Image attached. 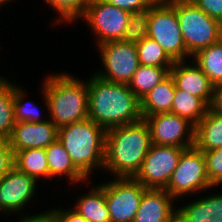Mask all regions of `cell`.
Returning <instances> with one entry per match:
<instances>
[{"label":"cell","mask_w":222,"mask_h":222,"mask_svg":"<svg viewBox=\"0 0 222 222\" xmlns=\"http://www.w3.org/2000/svg\"><path fill=\"white\" fill-rule=\"evenodd\" d=\"M208 16L222 23V0H191Z\"/></svg>","instance_id":"34"},{"label":"cell","mask_w":222,"mask_h":222,"mask_svg":"<svg viewBox=\"0 0 222 222\" xmlns=\"http://www.w3.org/2000/svg\"><path fill=\"white\" fill-rule=\"evenodd\" d=\"M45 152L49 167V178L65 176L74 185L87 181L88 178L73 164L64 145L58 139L45 148Z\"/></svg>","instance_id":"18"},{"label":"cell","mask_w":222,"mask_h":222,"mask_svg":"<svg viewBox=\"0 0 222 222\" xmlns=\"http://www.w3.org/2000/svg\"><path fill=\"white\" fill-rule=\"evenodd\" d=\"M151 144L150 129L144 119L106 130L103 170L114 177L134 178Z\"/></svg>","instance_id":"2"},{"label":"cell","mask_w":222,"mask_h":222,"mask_svg":"<svg viewBox=\"0 0 222 222\" xmlns=\"http://www.w3.org/2000/svg\"><path fill=\"white\" fill-rule=\"evenodd\" d=\"M99 185V186H98ZM93 186L88 194L79 197L73 207L88 222H110L105 198V183Z\"/></svg>","instance_id":"20"},{"label":"cell","mask_w":222,"mask_h":222,"mask_svg":"<svg viewBox=\"0 0 222 222\" xmlns=\"http://www.w3.org/2000/svg\"><path fill=\"white\" fill-rule=\"evenodd\" d=\"M130 13L148 10L157 0H103Z\"/></svg>","instance_id":"32"},{"label":"cell","mask_w":222,"mask_h":222,"mask_svg":"<svg viewBox=\"0 0 222 222\" xmlns=\"http://www.w3.org/2000/svg\"><path fill=\"white\" fill-rule=\"evenodd\" d=\"M56 218L57 222H88L82 215H80L74 208L61 209L53 208L50 210Z\"/></svg>","instance_id":"35"},{"label":"cell","mask_w":222,"mask_h":222,"mask_svg":"<svg viewBox=\"0 0 222 222\" xmlns=\"http://www.w3.org/2000/svg\"><path fill=\"white\" fill-rule=\"evenodd\" d=\"M105 137L106 130L89 118L58 128V140L87 178L94 169H103Z\"/></svg>","instance_id":"4"},{"label":"cell","mask_w":222,"mask_h":222,"mask_svg":"<svg viewBox=\"0 0 222 222\" xmlns=\"http://www.w3.org/2000/svg\"><path fill=\"white\" fill-rule=\"evenodd\" d=\"M175 89V81L169 74L163 81L140 99L142 117H148L157 113L171 112Z\"/></svg>","instance_id":"19"},{"label":"cell","mask_w":222,"mask_h":222,"mask_svg":"<svg viewBox=\"0 0 222 222\" xmlns=\"http://www.w3.org/2000/svg\"><path fill=\"white\" fill-rule=\"evenodd\" d=\"M26 91L21 89V87L14 85V99H13V107H14V118L15 122H45L48 119H41V113L33 102L25 101V97H27Z\"/></svg>","instance_id":"28"},{"label":"cell","mask_w":222,"mask_h":222,"mask_svg":"<svg viewBox=\"0 0 222 222\" xmlns=\"http://www.w3.org/2000/svg\"><path fill=\"white\" fill-rule=\"evenodd\" d=\"M148 37L155 40L174 61H186L188 54L180 31L173 0H157L148 9Z\"/></svg>","instance_id":"6"},{"label":"cell","mask_w":222,"mask_h":222,"mask_svg":"<svg viewBox=\"0 0 222 222\" xmlns=\"http://www.w3.org/2000/svg\"><path fill=\"white\" fill-rule=\"evenodd\" d=\"M11 0H0V7L2 6V4H7V2H9Z\"/></svg>","instance_id":"38"},{"label":"cell","mask_w":222,"mask_h":222,"mask_svg":"<svg viewBox=\"0 0 222 222\" xmlns=\"http://www.w3.org/2000/svg\"><path fill=\"white\" fill-rule=\"evenodd\" d=\"M130 12L103 0H89L81 20L87 21L95 34L97 46L123 39Z\"/></svg>","instance_id":"8"},{"label":"cell","mask_w":222,"mask_h":222,"mask_svg":"<svg viewBox=\"0 0 222 222\" xmlns=\"http://www.w3.org/2000/svg\"><path fill=\"white\" fill-rule=\"evenodd\" d=\"M105 183V198L110 222H133L147 189L131 177H114Z\"/></svg>","instance_id":"10"},{"label":"cell","mask_w":222,"mask_h":222,"mask_svg":"<svg viewBox=\"0 0 222 222\" xmlns=\"http://www.w3.org/2000/svg\"><path fill=\"white\" fill-rule=\"evenodd\" d=\"M148 10L131 13L122 41L137 44L148 37Z\"/></svg>","instance_id":"30"},{"label":"cell","mask_w":222,"mask_h":222,"mask_svg":"<svg viewBox=\"0 0 222 222\" xmlns=\"http://www.w3.org/2000/svg\"><path fill=\"white\" fill-rule=\"evenodd\" d=\"M192 57L193 62L200 67L215 86L222 84V39L199 50Z\"/></svg>","instance_id":"24"},{"label":"cell","mask_w":222,"mask_h":222,"mask_svg":"<svg viewBox=\"0 0 222 222\" xmlns=\"http://www.w3.org/2000/svg\"><path fill=\"white\" fill-rule=\"evenodd\" d=\"M14 166L37 181L41 177L49 179L47 156L43 148L14 152Z\"/></svg>","instance_id":"22"},{"label":"cell","mask_w":222,"mask_h":222,"mask_svg":"<svg viewBox=\"0 0 222 222\" xmlns=\"http://www.w3.org/2000/svg\"><path fill=\"white\" fill-rule=\"evenodd\" d=\"M170 69L171 68L151 67L140 64L128 83V86L131 91L141 99L170 74Z\"/></svg>","instance_id":"25"},{"label":"cell","mask_w":222,"mask_h":222,"mask_svg":"<svg viewBox=\"0 0 222 222\" xmlns=\"http://www.w3.org/2000/svg\"><path fill=\"white\" fill-rule=\"evenodd\" d=\"M14 166V153L8 140L0 138V179Z\"/></svg>","instance_id":"33"},{"label":"cell","mask_w":222,"mask_h":222,"mask_svg":"<svg viewBox=\"0 0 222 222\" xmlns=\"http://www.w3.org/2000/svg\"><path fill=\"white\" fill-rule=\"evenodd\" d=\"M209 188L213 186L207 176L204 152L195 145L185 148L165 190L176 200Z\"/></svg>","instance_id":"7"},{"label":"cell","mask_w":222,"mask_h":222,"mask_svg":"<svg viewBox=\"0 0 222 222\" xmlns=\"http://www.w3.org/2000/svg\"><path fill=\"white\" fill-rule=\"evenodd\" d=\"M57 139L58 128L50 119L39 123H15L11 135L7 138L13 153L27 149H45Z\"/></svg>","instance_id":"14"},{"label":"cell","mask_w":222,"mask_h":222,"mask_svg":"<svg viewBox=\"0 0 222 222\" xmlns=\"http://www.w3.org/2000/svg\"><path fill=\"white\" fill-rule=\"evenodd\" d=\"M17 222H57L53 213L49 211H45V213L26 215L24 217H20Z\"/></svg>","instance_id":"36"},{"label":"cell","mask_w":222,"mask_h":222,"mask_svg":"<svg viewBox=\"0 0 222 222\" xmlns=\"http://www.w3.org/2000/svg\"><path fill=\"white\" fill-rule=\"evenodd\" d=\"M184 149L151 144L142 167L134 178L146 188L165 189Z\"/></svg>","instance_id":"11"},{"label":"cell","mask_w":222,"mask_h":222,"mask_svg":"<svg viewBox=\"0 0 222 222\" xmlns=\"http://www.w3.org/2000/svg\"><path fill=\"white\" fill-rule=\"evenodd\" d=\"M185 62L176 61L170 69V75L173 77L176 87L201 98L210 106L215 85L195 62L194 64Z\"/></svg>","instance_id":"15"},{"label":"cell","mask_w":222,"mask_h":222,"mask_svg":"<svg viewBox=\"0 0 222 222\" xmlns=\"http://www.w3.org/2000/svg\"><path fill=\"white\" fill-rule=\"evenodd\" d=\"M209 109L215 114L222 116V84L215 86Z\"/></svg>","instance_id":"37"},{"label":"cell","mask_w":222,"mask_h":222,"mask_svg":"<svg viewBox=\"0 0 222 222\" xmlns=\"http://www.w3.org/2000/svg\"><path fill=\"white\" fill-rule=\"evenodd\" d=\"M88 118L105 130L141 121L140 99L128 84L109 82L93 74L87 80Z\"/></svg>","instance_id":"1"},{"label":"cell","mask_w":222,"mask_h":222,"mask_svg":"<svg viewBox=\"0 0 222 222\" xmlns=\"http://www.w3.org/2000/svg\"><path fill=\"white\" fill-rule=\"evenodd\" d=\"M37 180L13 166L0 179V211L12 214L23 211L34 200ZM9 212V213H8Z\"/></svg>","instance_id":"13"},{"label":"cell","mask_w":222,"mask_h":222,"mask_svg":"<svg viewBox=\"0 0 222 222\" xmlns=\"http://www.w3.org/2000/svg\"><path fill=\"white\" fill-rule=\"evenodd\" d=\"M76 78L67 73L44 77V105L57 128L88 118L87 81Z\"/></svg>","instance_id":"3"},{"label":"cell","mask_w":222,"mask_h":222,"mask_svg":"<svg viewBox=\"0 0 222 222\" xmlns=\"http://www.w3.org/2000/svg\"><path fill=\"white\" fill-rule=\"evenodd\" d=\"M194 145L203 152L222 146V116L207 110L203 119L195 126Z\"/></svg>","instance_id":"21"},{"label":"cell","mask_w":222,"mask_h":222,"mask_svg":"<svg viewBox=\"0 0 222 222\" xmlns=\"http://www.w3.org/2000/svg\"><path fill=\"white\" fill-rule=\"evenodd\" d=\"M48 5H51L54 10L56 9L59 16L56 24L63 21L72 23L77 19H80L85 10L89 0H44ZM59 19V20H58ZM58 22V23H57Z\"/></svg>","instance_id":"29"},{"label":"cell","mask_w":222,"mask_h":222,"mask_svg":"<svg viewBox=\"0 0 222 222\" xmlns=\"http://www.w3.org/2000/svg\"><path fill=\"white\" fill-rule=\"evenodd\" d=\"M176 209V222H222V193L204 196Z\"/></svg>","instance_id":"17"},{"label":"cell","mask_w":222,"mask_h":222,"mask_svg":"<svg viewBox=\"0 0 222 222\" xmlns=\"http://www.w3.org/2000/svg\"><path fill=\"white\" fill-rule=\"evenodd\" d=\"M173 9L176 11L186 50L191 57L222 39V23L208 16L191 0H173Z\"/></svg>","instance_id":"5"},{"label":"cell","mask_w":222,"mask_h":222,"mask_svg":"<svg viewBox=\"0 0 222 222\" xmlns=\"http://www.w3.org/2000/svg\"><path fill=\"white\" fill-rule=\"evenodd\" d=\"M14 84L0 76V138L7 139L15 125Z\"/></svg>","instance_id":"26"},{"label":"cell","mask_w":222,"mask_h":222,"mask_svg":"<svg viewBox=\"0 0 222 222\" xmlns=\"http://www.w3.org/2000/svg\"><path fill=\"white\" fill-rule=\"evenodd\" d=\"M135 45L141 65L161 68H171L173 66L174 61L155 40L146 37Z\"/></svg>","instance_id":"27"},{"label":"cell","mask_w":222,"mask_h":222,"mask_svg":"<svg viewBox=\"0 0 222 222\" xmlns=\"http://www.w3.org/2000/svg\"><path fill=\"white\" fill-rule=\"evenodd\" d=\"M209 106L201 99L176 87L170 113L187 118L195 126L203 119Z\"/></svg>","instance_id":"23"},{"label":"cell","mask_w":222,"mask_h":222,"mask_svg":"<svg viewBox=\"0 0 222 222\" xmlns=\"http://www.w3.org/2000/svg\"><path fill=\"white\" fill-rule=\"evenodd\" d=\"M174 200L165 189L147 188L133 222H176Z\"/></svg>","instance_id":"16"},{"label":"cell","mask_w":222,"mask_h":222,"mask_svg":"<svg viewBox=\"0 0 222 222\" xmlns=\"http://www.w3.org/2000/svg\"><path fill=\"white\" fill-rule=\"evenodd\" d=\"M142 118L149 126L152 144L182 148L194 146L195 125L187 118L170 112Z\"/></svg>","instance_id":"12"},{"label":"cell","mask_w":222,"mask_h":222,"mask_svg":"<svg viewBox=\"0 0 222 222\" xmlns=\"http://www.w3.org/2000/svg\"><path fill=\"white\" fill-rule=\"evenodd\" d=\"M207 176L212 186L222 184V146L215 150L205 151Z\"/></svg>","instance_id":"31"},{"label":"cell","mask_w":222,"mask_h":222,"mask_svg":"<svg viewBox=\"0 0 222 222\" xmlns=\"http://www.w3.org/2000/svg\"><path fill=\"white\" fill-rule=\"evenodd\" d=\"M98 51L105 68L95 75L109 82L128 84L140 66L136 45L122 40L110 41L100 44Z\"/></svg>","instance_id":"9"}]
</instances>
